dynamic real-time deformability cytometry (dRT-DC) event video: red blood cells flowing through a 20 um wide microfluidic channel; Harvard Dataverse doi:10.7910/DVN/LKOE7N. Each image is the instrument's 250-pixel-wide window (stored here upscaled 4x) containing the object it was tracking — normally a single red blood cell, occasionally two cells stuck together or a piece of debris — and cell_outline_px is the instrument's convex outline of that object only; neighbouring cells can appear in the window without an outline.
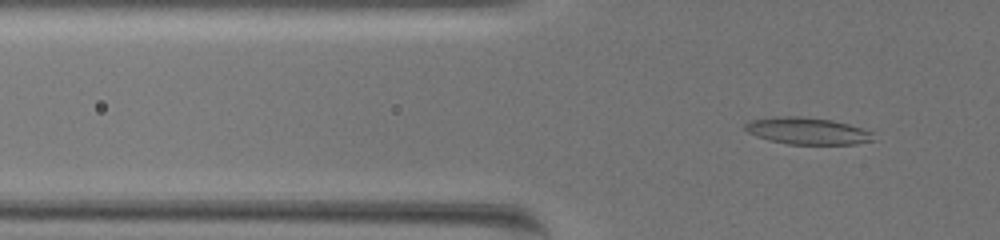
{"species": "common noctule bat (a hibernating species)", "species_latin": "Nyctalus noctula", "temperature_condition": "warm", "stored_images_in_passage": 64, "camera_frame_rate_fps": 3000, "um_per_image_px": 0.085, "animal": {"sex": "female", "body_mass_g": 19.5, "forearm_length_mm": 54.1}, "frame": {"image": 1, "passage_image": 23, "time_ms": 7.333, "image_size_px": [1000, 240], "cell_outline_px": [[876, 140], [856, 144], [788, 144], [768, 140], [756, 136], [748, 132], [744, 128], [744, 124], [748, 120], [776, 116], [800, 116], [832, 120], [848, 124], [872, 132]], "centroid_in_image_um": [68.6, 11.13], "position_along_channel_um": 57.2, "area_um2": 20.23}}
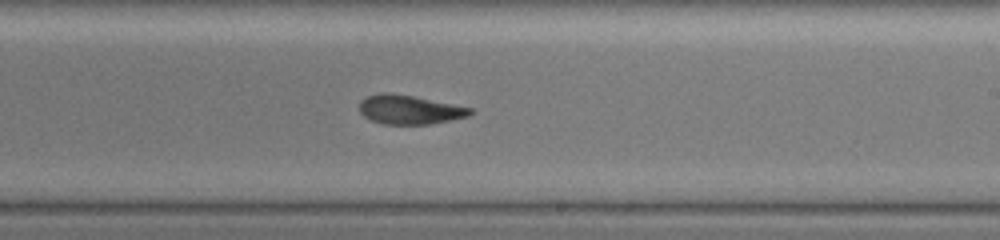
{"frame": {"image": 2, "passage_image": 42, "time_ms": 13.667, "image_size_px": [1000, 240], "cell_outline_px": [[472, 112], [468, 116], [428, 124], [384, 124], [372, 120], [364, 116], [360, 112], [360, 100], [368, 96], [380, 92], [388, 92], [412, 96], [472, 108]], "centroid_in_image_um": [34.76, 9.31], "position_along_channel_um": 254.2, "area_um2": 18.44}}
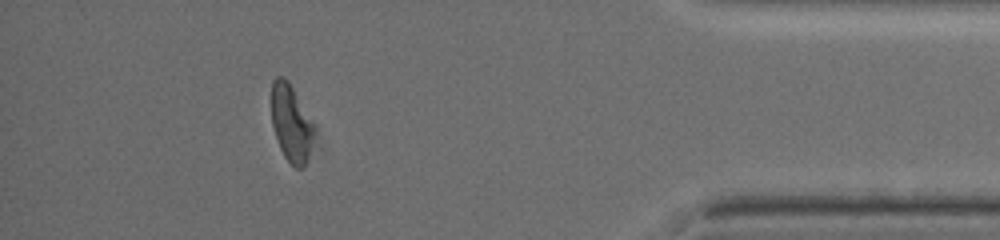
{"frame": {"image": 3, "passage_image": 59, "time_ms": 19.333, "image_size_px": [1000, 240], "cell_outline_px": [[316, 128], [308, 156], [304, 168], [296, 168], [284, 156], [280, 148], [272, 124], [272, 80], [276, 76], [284, 76], [288, 80], [316, 124]], "centroid_in_image_um": [24.78, 10.43], "position_along_channel_um": 410.4, "area_um2": 19.36}, "authors_computed_cell_mechanics": {"area_um2": 19.8254, "velocity_mm_per_s": 3.4252, "shape_relaxation_time_tau1_ms": null, "shape_relaxation_time_tau2_ms": 3.5116, "deformation_change_tau1": null, "deformation_change_tau2": 0.1172}}